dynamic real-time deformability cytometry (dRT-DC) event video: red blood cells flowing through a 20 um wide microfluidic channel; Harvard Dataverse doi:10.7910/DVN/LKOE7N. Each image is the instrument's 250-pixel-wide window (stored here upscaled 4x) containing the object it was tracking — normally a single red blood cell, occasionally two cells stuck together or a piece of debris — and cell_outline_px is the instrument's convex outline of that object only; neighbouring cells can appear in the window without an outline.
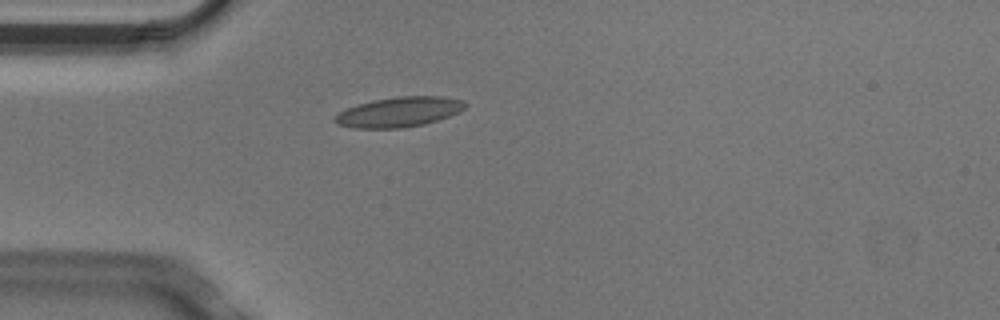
{"species": "Egyptian fruit bat (a non-hibernating species)", "species_latin": "Rousettus aegyptiacus", "temperature_condition": "cold", "stored_images_in_passage": 4, "camera_frame_rate_fps": 3000, "um_per_image_px": 0.085, "animal": {"sex": "male"}, "frame": {"image": 1, "passage_image": 4, "time_ms": 1.0, "image_size_px": [1000, 320], "cell_outline_px": [[468, 104], [460, 112], [424, 124], [400, 128], [352, 128], [336, 124], [332, 120], [332, 116], [348, 108], [372, 100], [396, 96], [440, 96], [464, 100]], "centroid_in_image_um": [33.9, 9.51], "position_along_channel_um": 51.1, "area_um2": 22.83}}